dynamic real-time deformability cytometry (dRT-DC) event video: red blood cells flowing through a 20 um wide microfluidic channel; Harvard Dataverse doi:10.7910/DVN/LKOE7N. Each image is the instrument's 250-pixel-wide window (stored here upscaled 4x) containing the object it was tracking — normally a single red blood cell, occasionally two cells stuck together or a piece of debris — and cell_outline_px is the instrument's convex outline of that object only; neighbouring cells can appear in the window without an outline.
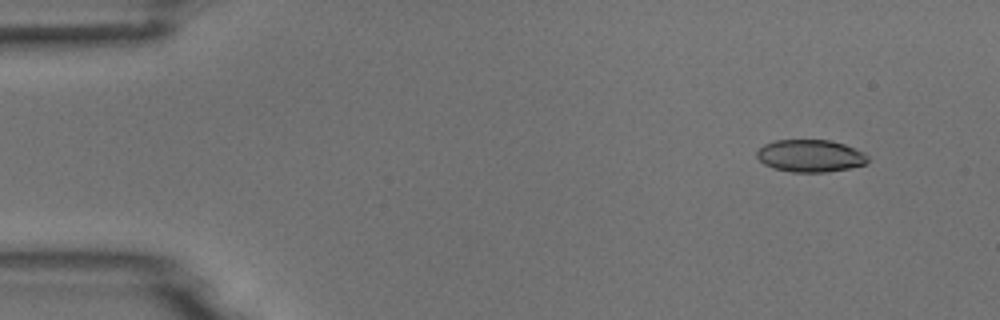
{"species": "common noctule bat (a hibernating species)", "species_latin": "Nyctalus noctula", "temperature_condition": "room temperature", "stored_images_in_passage": 4, "camera_frame_rate_fps": 3000, "um_per_image_px": 0.085, "animal": {"sex": "male", "body_mass_g": 18.8}, "frame": {"image": 1, "passage_image": 1, "time_ms": 0.0, "image_size_px": [1000, 320], "cell_outline_px": [[868, 160], [864, 164], [848, 168], [824, 172], [792, 172], [772, 168], [764, 164], [756, 156], [756, 152], [764, 144], [776, 140], [828, 140], [844, 144], [864, 152], [868, 156]], "centroid_in_image_um": [68.85, 13.24], "position_along_channel_um": 16.2, "area_um2": 20.81}}
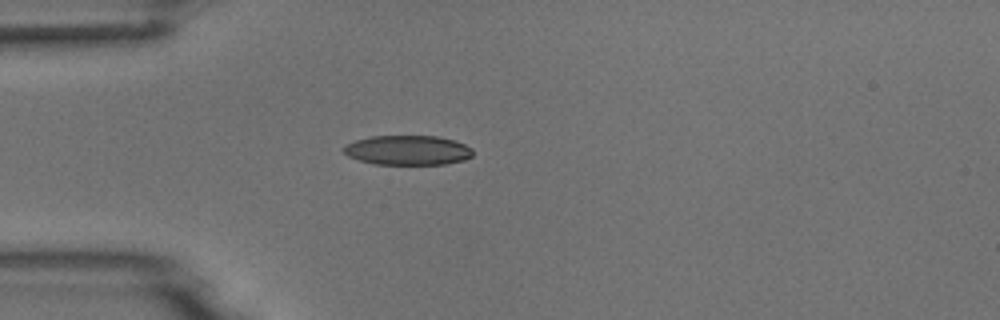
{"frame": {"image": 2, "passage_image": 4, "time_ms": 3.333, "image_size_px": [1000, 320], "cell_outline_px": [[472, 156], [464, 160], [444, 164], [372, 164], [348, 156], [344, 152], [344, 144], [356, 140], [372, 136], [436, 136], [456, 140], [472, 148]], "centroid_in_image_um": [34.66, 12.76], "position_along_channel_um": 50.3, "area_um2": 22.31}}